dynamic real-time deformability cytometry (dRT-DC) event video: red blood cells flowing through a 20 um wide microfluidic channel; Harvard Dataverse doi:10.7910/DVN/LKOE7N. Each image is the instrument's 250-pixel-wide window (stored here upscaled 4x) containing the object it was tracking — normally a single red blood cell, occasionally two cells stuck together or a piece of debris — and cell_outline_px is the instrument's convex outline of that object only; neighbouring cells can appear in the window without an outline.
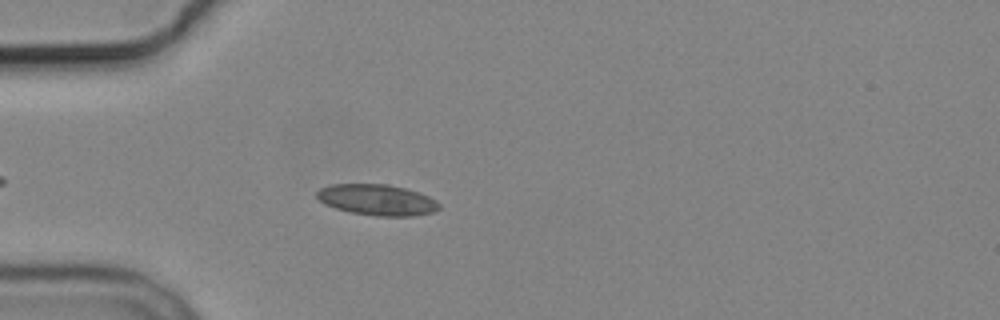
{"species": "common noctule bat (a hibernating species)", "species_latin": "Nyctalus noctula", "temperature_condition": "cold", "stored_images_in_passage": 4, "camera_frame_rate_fps": 3000, "um_per_image_px": 0.085, "animal": {"sex": "male", "body_mass_g": 19.2, "forearm_length_mm": 51.8}, "frame": {"image": 1, "passage_image": 4, "time_ms": 4.333, "image_size_px": [1000, 320], "cell_outline_px": [[440, 208], [432, 212], [412, 216], [376, 216], [348, 212], [324, 204], [316, 196], [316, 192], [320, 188], [328, 184], [388, 184], [420, 192], [436, 200], [440, 204]], "centroid_in_image_um": [32.04, 16.98], "position_along_channel_um": 53.0, "area_um2": 22.2}}